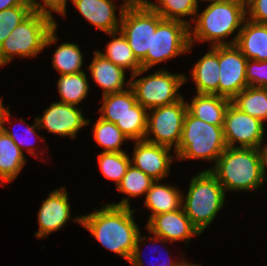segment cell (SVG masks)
I'll use <instances>...</instances> for the list:
<instances>
[{"instance_id":"cell-1","label":"cell","mask_w":267,"mask_h":266,"mask_svg":"<svg viewBox=\"0 0 267 266\" xmlns=\"http://www.w3.org/2000/svg\"><path fill=\"white\" fill-rule=\"evenodd\" d=\"M90 214L73 220L86 228L107 250L124 257L132 266H144L140 243L147 241L134 221L131 207L103 205Z\"/></svg>"},{"instance_id":"cell-2","label":"cell","mask_w":267,"mask_h":266,"mask_svg":"<svg viewBox=\"0 0 267 266\" xmlns=\"http://www.w3.org/2000/svg\"><path fill=\"white\" fill-rule=\"evenodd\" d=\"M209 3L203 12L197 11L193 21L194 27H189L190 45L197 41H208L211 47L236 44L239 32L247 18L246 7L238 0ZM236 30L235 37L226 42V38L231 37Z\"/></svg>"},{"instance_id":"cell-3","label":"cell","mask_w":267,"mask_h":266,"mask_svg":"<svg viewBox=\"0 0 267 266\" xmlns=\"http://www.w3.org/2000/svg\"><path fill=\"white\" fill-rule=\"evenodd\" d=\"M209 170L227 191H253L264 183L261 149L227 147Z\"/></svg>"},{"instance_id":"cell-4","label":"cell","mask_w":267,"mask_h":266,"mask_svg":"<svg viewBox=\"0 0 267 266\" xmlns=\"http://www.w3.org/2000/svg\"><path fill=\"white\" fill-rule=\"evenodd\" d=\"M56 30L54 19L33 11L0 45V67L9 64L15 56H37L57 41Z\"/></svg>"},{"instance_id":"cell-5","label":"cell","mask_w":267,"mask_h":266,"mask_svg":"<svg viewBox=\"0 0 267 266\" xmlns=\"http://www.w3.org/2000/svg\"><path fill=\"white\" fill-rule=\"evenodd\" d=\"M225 197L223 186L209 170L193 176L186 196H182V208L200 234L223 208Z\"/></svg>"},{"instance_id":"cell-6","label":"cell","mask_w":267,"mask_h":266,"mask_svg":"<svg viewBox=\"0 0 267 266\" xmlns=\"http://www.w3.org/2000/svg\"><path fill=\"white\" fill-rule=\"evenodd\" d=\"M226 148L223 126L211 125L186 112L181 140L175 150L177 159H205L216 163Z\"/></svg>"},{"instance_id":"cell-7","label":"cell","mask_w":267,"mask_h":266,"mask_svg":"<svg viewBox=\"0 0 267 266\" xmlns=\"http://www.w3.org/2000/svg\"><path fill=\"white\" fill-rule=\"evenodd\" d=\"M145 72L147 69H141L130 78V87L136 100L145 109L150 110L172 104L183 97L178 90L187 82L186 75L159 69L150 75L136 79Z\"/></svg>"},{"instance_id":"cell-8","label":"cell","mask_w":267,"mask_h":266,"mask_svg":"<svg viewBox=\"0 0 267 266\" xmlns=\"http://www.w3.org/2000/svg\"><path fill=\"white\" fill-rule=\"evenodd\" d=\"M189 26L177 20L163 19L152 33L151 52L140 62L142 69L175 58L180 54L190 52Z\"/></svg>"},{"instance_id":"cell-9","label":"cell","mask_w":267,"mask_h":266,"mask_svg":"<svg viewBox=\"0 0 267 266\" xmlns=\"http://www.w3.org/2000/svg\"><path fill=\"white\" fill-rule=\"evenodd\" d=\"M187 112V102L179 101L148 110L147 132L144 140L173 148L174 151L182 136L183 121ZM153 137H150L152 136Z\"/></svg>"},{"instance_id":"cell-10","label":"cell","mask_w":267,"mask_h":266,"mask_svg":"<svg viewBox=\"0 0 267 266\" xmlns=\"http://www.w3.org/2000/svg\"><path fill=\"white\" fill-rule=\"evenodd\" d=\"M163 18L149 6L126 7L119 30L126 38L136 59L141 62L151 52L152 33Z\"/></svg>"},{"instance_id":"cell-11","label":"cell","mask_w":267,"mask_h":266,"mask_svg":"<svg viewBox=\"0 0 267 266\" xmlns=\"http://www.w3.org/2000/svg\"><path fill=\"white\" fill-rule=\"evenodd\" d=\"M227 147L261 149L265 134L264 123L229 104L223 124ZM236 143L239 145L235 146Z\"/></svg>"},{"instance_id":"cell-12","label":"cell","mask_w":267,"mask_h":266,"mask_svg":"<svg viewBox=\"0 0 267 266\" xmlns=\"http://www.w3.org/2000/svg\"><path fill=\"white\" fill-rule=\"evenodd\" d=\"M220 78L218 95L232 100L248 86L246 64L248 59L234 45L218 46Z\"/></svg>"},{"instance_id":"cell-13","label":"cell","mask_w":267,"mask_h":266,"mask_svg":"<svg viewBox=\"0 0 267 266\" xmlns=\"http://www.w3.org/2000/svg\"><path fill=\"white\" fill-rule=\"evenodd\" d=\"M150 242H174L186 241L189 243L192 237L201 235L199 231L192 225L189 217L184 213L183 208L161 213L153 216L146 225Z\"/></svg>"},{"instance_id":"cell-14","label":"cell","mask_w":267,"mask_h":266,"mask_svg":"<svg viewBox=\"0 0 267 266\" xmlns=\"http://www.w3.org/2000/svg\"><path fill=\"white\" fill-rule=\"evenodd\" d=\"M43 112L42 117L36 118L39 128H45L48 132L61 137L69 136L74 139L82 127L90 124V120L84 118L81 108L76 105L53 102Z\"/></svg>"},{"instance_id":"cell-15","label":"cell","mask_w":267,"mask_h":266,"mask_svg":"<svg viewBox=\"0 0 267 266\" xmlns=\"http://www.w3.org/2000/svg\"><path fill=\"white\" fill-rule=\"evenodd\" d=\"M171 150L146 140L135 141L131 164L155 181H160L169 175L174 157L169 153Z\"/></svg>"},{"instance_id":"cell-16","label":"cell","mask_w":267,"mask_h":266,"mask_svg":"<svg viewBox=\"0 0 267 266\" xmlns=\"http://www.w3.org/2000/svg\"><path fill=\"white\" fill-rule=\"evenodd\" d=\"M70 207L65 187L51 191L38 210L39 229L35 232V237L47 238L52 232L64 227L71 219Z\"/></svg>"},{"instance_id":"cell-17","label":"cell","mask_w":267,"mask_h":266,"mask_svg":"<svg viewBox=\"0 0 267 266\" xmlns=\"http://www.w3.org/2000/svg\"><path fill=\"white\" fill-rule=\"evenodd\" d=\"M72 3L86 21L104 33L119 30L121 15L126 8L124 4L120 5V17L117 18L113 0H73Z\"/></svg>"},{"instance_id":"cell-18","label":"cell","mask_w":267,"mask_h":266,"mask_svg":"<svg viewBox=\"0 0 267 266\" xmlns=\"http://www.w3.org/2000/svg\"><path fill=\"white\" fill-rule=\"evenodd\" d=\"M87 68L94 82L103 89V96L124 91L126 86L130 87V80L125 83L126 70L107 60L98 50L94 51L93 61Z\"/></svg>"},{"instance_id":"cell-19","label":"cell","mask_w":267,"mask_h":266,"mask_svg":"<svg viewBox=\"0 0 267 266\" xmlns=\"http://www.w3.org/2000/svg\"><path fill=\"white\" fill-rule=\"evenodd\" d=\"M99 112L100 118L114 124L126 115H148V110L137 102L131 87L121 92L104 95Z\"/></svg>"},{"instance_id":"cell-20","label":"cell","mask_w":267,"mask_h":266,"mask_svg":"<svg viewBox=\"0 0 267 266\" xmlns=\"http://www.w3.org/2000/svg\"><path fill=\"white\" fill-rule=\"evenodd\" d=\"M235 45L248 60L267 61V24L246 18Z\"/></svg>"},{"instance_id":"cell-21","label":"cell","mask_w":267,"mask_h":266,"mask_svg":"<svg viewBox=\"0 0 267 266\" xmlns=\"http://www.w3.org/2000/svg\"><path fill=\"white\" fill-rule=\"evenodd\" d=\"M196 85L197 94L218 95L220 78L218 46L211 47L195 63L190 73Z\"/></svg>"},{"instance_id":"cell-22","label":"cell","mask_w":267,"mask_h":266,"mask_svg":"<svg viewBox=\"0 0 267 266\" xmlns=\"http://www.w3.org/2000/svg\"><path fill=\"white\" fill-rule=\"evenodd\" d=\"M231 100L210 94H197L191 103L187 102V111L197 119L216 126H223L226 110Z\"/></svg>"},{"instance_id":"cell-23","label":"cell","mask_w":267,"mask_h":266,"mask_svg":"<svg viewBox=\"0 0 267 266\" xmlns=\"http://www.w3.org/2000/svg\"><path fill=\"white\" fill-rule=\"evenodd\" d=\"M182 196L183 193L177 187L170 184H162L161 180L154 181L144 197V206L152 211L148 221L157 214L181 209Z\"/></svg>"},{"instance_id":"cell-24","label":"cell","mask_w":267,"mask_h":266,"mask_svg":"<svg viewBox=\"0 0 267 266\" xmlns=\"http://www.w3.org/2000/svg\"><path fill=\"white\" fill-rule=\"evenodd\" d=\"M26 164L17 144L3 131L0 135V183L14 181Z\"/></svg>"},{"instance_id":"cell-25","label":"cell","mask_w":267,"mask_h":266,"mask_svg":"<svg viewBox=\"0 0 267 266\" xmlns=\"http://www.w3.org/2000/svg\"><path fill=\"white\" fill-rule=\"evenodd\" d=\"M106 34L111 36L112 40L108 42L105 48V53L98 50L100 54L115 65L120 66L125 70H131V75L141 70L142 67L140 62L134 56L131 47L121 31L118 30ZM117 34H119V36H117Z\"/></svg>"},{"instance_id":"cell-26","label":"cell","mask_w":267,"mask_h":266,"mask_svg":"<svg viewBox=\"0 0 267 266\" xmlns=\"http://www.w3.org/2000/svg\"><path fill=\"white\" fill-rule=\"evenodd\" d=\"M231 103L242 112L267 123V88L247 86L240 91Z\"/></svg>"},{"instance_id":"cell-27","label":"cell","mask_w":267,"mask_h":266,"mask_svg":"<svg viewBox=\"0 0 267 266\" xmlns=\"http://www.w3.org/2000/svg\"><path fill=\"white\" fill-rule=\"evenodd\" d=\"M155 180L150 176L137 169L132 164L127 168L126 174L122 177L121 182L117 185L120 193L129 195L124 197L119 203H111L114 206L130 207V197H138L146 195L152 183Z\"/></svg>"},{"instance_id":"cell-28","label":"cell","mask_w":267,"mask_h":266,"mask_svg":"<svg viewBox=\"0 0 267 266\" xmlns=\"http://www.w3.org/2000/svg\"><path fill=\"white\" fill-rule=\"evenodd\" d=\"M155 2L151 3L149 7L163 19L181 21L189 27L198 10V0H156ZM186 16H191L193 19L187 20Z\"/></svg>"},{"instance_id":"cell-29","label":"cell","mask_w":267,"mask_h":266,"mask_svg":"<svg viewBox=\"0 0 267 266\" xmlns=\"http://www.w3.org/2000/svg\"><path fill=\"white\" fill-rule=\"evenodd\" d=\"M88 83L84 71L60 75L57 82L58 93L61 97L60 102L78 106L89 93Z\"/></svg>"},{"instance_id":"cell-30","label":"cell","mask_w":267,"mask_h":266,"mask_svg":"<svg viewBox=\"0 0 267 266\" xmlns=\"http://www.w3.org/2000/svg\"><path fill=\"white\" fill-rule=\"evenodd\" d=\"M83 54L75 43L60 44L56 51L53 53L52 65L60 73L75 74L82 72Z\"/></svg>"},{"instance_id":"cell-31","label":"cell","mask_w":267,"mask_h":266,"mask_svg":"<svg viewBox=\"0 0 267 266\" xmlns=\"http://www.w3.org/2000/svg\"><path fill=\"white\" fill-rule=\"evenodd\" d=\"M93 137L103 152H123L121 146L124 141L129 140L122 131L112 122L98 118L93 125Z\"/></svg>"},{"instance_id":"cell-32","label":"cell","mask_w":267,"mask_h":266,"mask_svg":"<svg viewBox=\"0 0 267 266\" xmlns=\"http://www.w3.org/2000/svg\"><path fill=\"white\" fill-rule=\"evenodd\" d=\"M99 170L106 179L115 181L116 187L131 164L130 156L125 152H101L98 154Z\"/></svg>"},{"instance_id":"cell-33","label":"cell","mask_w":267,"mask_h":266,"mask_svg":"<svg viewBox=\"0 0 267 266\" xmlns=\"http://www.w3.org/2000/svg\"><path fill=\"white\" fill-rule=\"evenodd\" d=\"M32 12L33 10L31 5L15 6L13 8L0 11V45Z\"/></svg>"},{"instance_id":"cell-34","label":"cell","mask_w":267,"mask_h":266,"mask_svg":"<svg viewBox=\"0 0 267 266\" xmlns=\"http://www.w3.org/2000/svg\"><path fill=\"white\" fill-rule=\"evenodd\" d=\"M10 106H7V108L4 107L3 105V122H4V132L17 144V146L21 149V151L23 152V150H26V152H28L29 154H31L33 157L36 156L35 154V146L34 143H31V139L33 138L32 136L37 135V132L35 129L37 130H41L37 124V121L35 119V123L31 126L28 124V127H26V129H23V135H26L23 137H21L19 135V133L17 132H13V130L8 129V127L5 126V122L8 123L10 122V116H13L10 114V110H9ZM28 135V137H27ZM31 138V139H30ZM36 138V137H34ZM26 146V147H25Z\"/></svg>"},{"instance_id":"cell-35","label":"cell","mask_w":267,"mask_h":266,"mask_svg":"<svg viewBox=\"0 0 267 266\" xmlns=\"http://www.w3.org/2000/svg\"><path fill=\"white\" fill-rule=\"evenodd\" d=\"M148 115H126L115 124L129 140H144Z\"/></svg>"},{"instance_id":"cell-36","label":"cell","mask_w":267,"mask_h":266,"mask_svg":"<svg viewBox=\"0 0 267 266\" xmlns=\"http://www.w3.org/2000/svg\"><path fill=\"white\" fill-rule=\"evenodd\" d=\"M246 79L248 86L267 88V61L248 60Z\"/></svg>"},{"instance_id":"cell-37","label":"cell","mask_w":267,"mask_h":266,"mask_svg":"<svg viewBox=\"0 0 267 266\" xmlns=\"http://www.w3.org/2000/svg\"><path fill=\"white\" fill-rule=\"evenodd\" d=\"M32 6V10L34 12H38L39 14L46 15L53 18L52 11L65 16L66 15V6H67V0H41L39 2L38 0H29ZM71 2L73 0H70Z\"/></svg>"},{"instance_id":"cell-38","label":"cell","mask_w":267,"mask_h":266,"mask_svg":"<svg viewBox=\"0 0 267 266\" xmlns=\"http://www.w3.org/2000/svg\"><path fill=\"white\" fill-rule=\"evenodd\" d=\"M247 19L267 24V0H254L246 7Z\"/></svg>"},{"instance_id":"cell-39","label":"cell","mask_w":267,"mask_h":266,"mask_svg":"<svg viewBox=\"0 0 267 266\" xmlns=\"http://www.w3.org/2000/svg\"><path fill=\"white\" fill-rule=\"evenodd\" d=\"M21 5H31L29 0H0V11Z\"/></svg>"},{"instance_id":"cell-40","label":"cell","mask_w":267,"mask_h":266,"mask_svg":"<svg viewBox=\"0 0 267 266\" xmlns=\"http://www.w3.org/2000/svg\"><path fill=\"white\" fill-rule=\"evenodd\" d=\"M124 5L126 7H131V6H149L152 2L148 0H124L123 1Z\"/></svg>"},{"instance_id":"cell-41","label":"cell","mask_w":267,"mask_h":266,"mask_svg":"<svg viewBox=\"0 0 267 266\" xmlns=\"http://www.w3.org/2000/svg\"><path fill=\"white\" fill-rule=\"evenodd\" d=\"M261 156H262V167H263V178L266 181V169H267V147L261 148Z\"/></svg>"},{"instance_id":"cell-42","label":"cell","mask_w":267,"mask_h":266,"mask_svg":"<svg viewBox=\"0 0 267 266\" xmlns=\"http://www.w3.org/2000/svg\"><path fill=\"white\" fill-rule=\"evenodd\" d=\"M154 246H155V243H154ZM175 261L172 260L171 258L170 259L168 258L167 260H162L161 263L158 262L159 265H157V266H176L178 263H180L179 259L178 260L176 259ZM151 266H154V265H151Z\"/></svg>"},{"instance_id":"cell-43","label":"cell","mask_w":267,"mask_h":266,"mask_svg":"<svg viewBox=\"0 0 267 266\" xmlns=\"http://www.w3.org/2000/svg\"><path fill=\"white\" fill-rule=\"evenodd\" d=\"M2 98H0V135L3 133L4 130V120H3V103Z\"/></svg>"},{"instance_id":"cell-44","label":"cell","mask_w":267,"mask_h":266,"mask_svg":"<svg viewBox=\"0 0 267 266\" xmlns=\"http://www.w3.org/2000/svg\"><path fill=\"white\" fill-rule=\"evenodd\" d=\"M183 260L180 259V263H178L176 266H202V265H198V264H192V263H189L187 262L186 259H184L185 257L183 256V254H181Z\"/></svg>"},{"instance_id":"cell-45","label":"cell","mask_w":267,"mask_h":266,"mask_svg":"<svg viewBox=\"0 0 267 266\" xmlns=\"http://www.w3.org/2000/svg\"><path fill=\"white\" fill-rule=\"evenodd\" d=\"M242 5L247 7L250 3H252L254 0H238Z\"/></svg>"},{"instance_id":"cell-46","label":"cell","mask_w":267,"mask_h":266,"mask_svg":"<svg viewBox=\"0 0 267 266\" xmlns=\"http://www.w3.org/2000/svg\"><path fill=\"white\" fill-rule=\"evenodd\" d=\"M199 1H209V2H216V1H229V0H198Z\"/></svg>"}]
</instances>
